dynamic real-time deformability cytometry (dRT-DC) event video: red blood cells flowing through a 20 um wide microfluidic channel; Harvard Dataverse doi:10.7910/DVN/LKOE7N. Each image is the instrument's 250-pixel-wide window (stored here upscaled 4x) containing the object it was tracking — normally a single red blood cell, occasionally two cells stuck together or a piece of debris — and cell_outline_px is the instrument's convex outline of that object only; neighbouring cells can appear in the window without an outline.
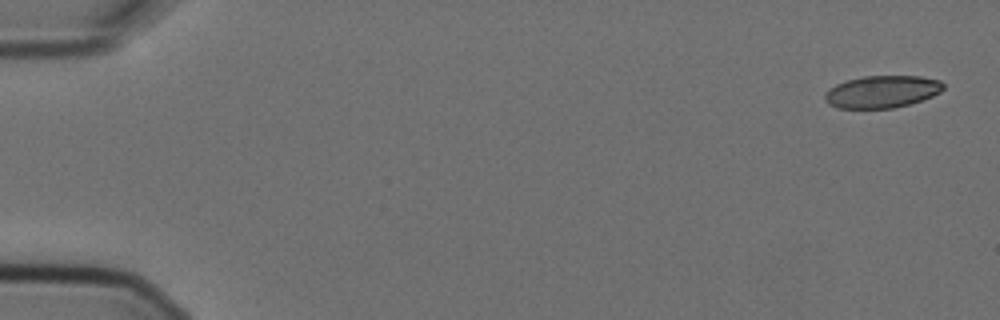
{"species": "Egyptian fruit bat (a non-hibernating species)", "species_latin": "Rousettus aegyptiacus", "temperature_condition": "cold", "stored_images_in_passage": 5, "camera_frame_rate_fps": 3000, "um_per_image_px": 0.085, "animal": {"sex": "female"}, "frame": {"image": 1, "passage_image": 1, "time_ms": 0.0, "image_size_px": [1000, 320], "cell_outline_px": [[944, 88], [940, 92], [932, 96], [908, 104], [892, 108], [836, 108], [828, 104], [824, 100], [824, 96], [836, 84], [848, 80], [864, 76], [920, 76], [940, 80], [944, 84]], "centroid_in_image_um": [74.98, 7.79], "position_along_channel_um": 10.0, "area_um2": 22.08}}